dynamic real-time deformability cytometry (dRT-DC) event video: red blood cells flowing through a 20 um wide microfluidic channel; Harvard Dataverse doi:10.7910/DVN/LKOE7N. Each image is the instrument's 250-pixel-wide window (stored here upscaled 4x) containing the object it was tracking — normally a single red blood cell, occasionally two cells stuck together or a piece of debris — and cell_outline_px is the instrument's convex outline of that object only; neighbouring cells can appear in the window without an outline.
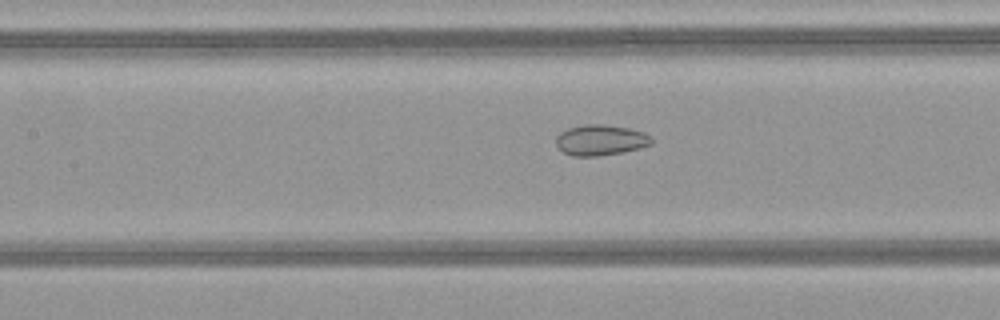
{"species": "common noctule bat (a hibernating species)", "species_latin": "Nyctalus noctula", "temperature_condition": "warm", "stored_images_in_passage": 50, "camera_frame_rate_fps": 3000, "um_per_image_px": 0.085, "animal": {"sex": "female", "body_mass_g": 21.9}, "frame": {"image": 1, "passage_image": 23, "time_ms": 7.333, "image_size_px": [1000, 320], "cell_outline_px": [[652, 144], [640, 148], [600, 156], [572, 156], [564, 152], [556, 144], [556, 136], [560, 132], [568, 128], [584, 124], [600, 124], [628, 128], [644, 132], [652, 140]], "centroid_in_image_um": [51.02, 11.9], "position_along_channel_um": 156.4, "area_um2": 16.94}}
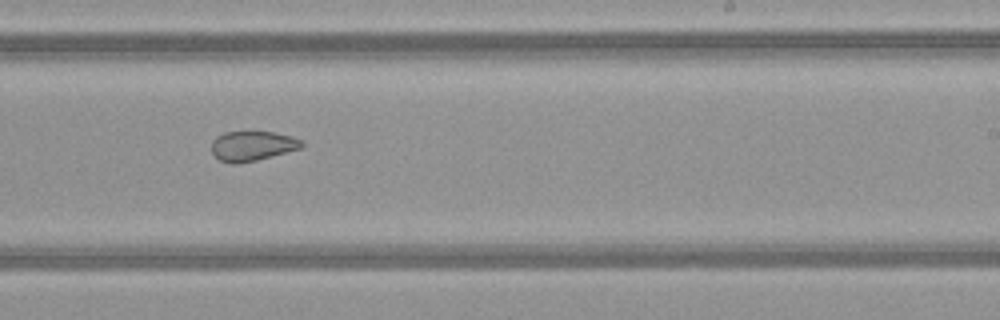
{"frame": {"image": 2, "passage_image": 31, "time_ms": 10.0, "image_size_px": [1000, 320], "cell_outline_px": [[304, 144], [300, 148], [272, 156], [256, 160], [236, 164], [232, 164], [220, 160], [212, 152], [212, 140], [216, 136], [224, 132], [272, 132], [292, 136], [304, 140]], "centroid_in_image_um": [21.45, 12.4], "position_along_channel_um": 267.6, "area_um2": 15.61}}
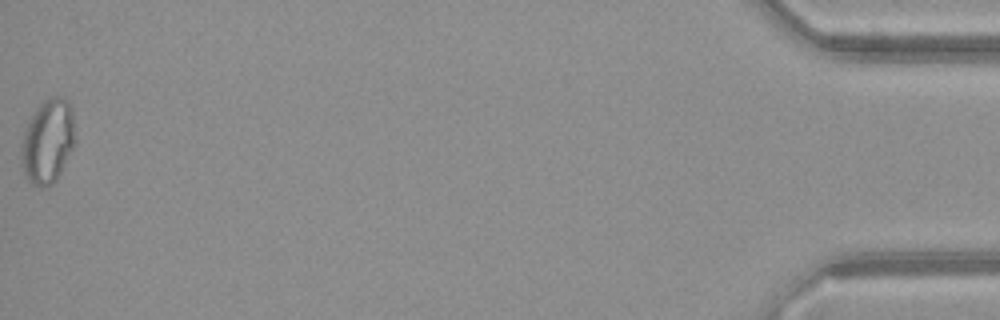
{"frame": {"image": 3, "passage_image": 50, "time_ms": 16.333, "image_size_px": [1000, 320], "cell_outline_px": [[76, 140], [56, 180], [52, 184], [40, 188], [32, 184], [24, 176], [20, 152], [20, 148], [24, 132], [36, 108], [44, 100], [52, 96], [60, 96], [68, 100], [72, 108], [76, 136]], "centroid_in_image_um": [4.07, 12.0], "position_along_channel_um": 431.1, "area_um2": 26.53}, "authors_computed_cell_mechanics": {"area_um2": 21.6172, "velocity_mm_per_s": 4.1779, "shape_relaxation_time_tau1_ms": null, "shape_relaxation_time_tau2_ms": 2.0603, "deformation_change_tau1": null, "deformation_change_tau2": 0.0592}}